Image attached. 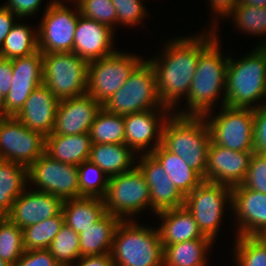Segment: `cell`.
<instances>
[{
    "label": "cell",
    "mask_w": 266,
    "mask_h": 266,
    "mask_svg": "<svg viewBox=\"0 0 266 266\" xmlns=\"http://www.w3.org/2000/svg\"><path fill=\"white\" fill-rule=\"evenodd\" d=\"M211 32L209 36L175 39L167 43L161 59L148 60L154 68L158 95L164 106L175 108L182 96L187 97L200 55L217 39L214 27Z\"/></svg>",
    "instance_id": "1"
},
{
    "label": "cell",
    "mask_w": 266,
    "mask_h": 266,
    "mask_svg": "<svg viewBox=\"0 0 266 266\" xmlns=\"http://www.w3.org/2000/svg\"><path fill=\"white\" fill-rule=\"evenodd\" d=\"M162 218L159 234L162 245L208 238L202 234L192 214L184 207L157 213Z\"/></svg>",
    "instance_id": "24"
},
{
    "label": "cell",
    "mask_w": 266,
    "mask_h": 266,
    "mask_svg": "<svg viewBox=\"0 0 266 266\" xmlns=\"http://www.w3.org/2000/svg\"><path fill=\"white\" fill-rule=\"evenodd\" d=\"M74 14L60 0L50 2L38 29V49L42 54L73 52L80 11Z\"/></svg>",
    "instance_id": "13"
},
{
    "label": "cell",
    "mask_w": 266,
    "mask_h": 266,
    "mask_svg": "<svg viewBox=\"0 0 266 266\" xmlns=\"http://www.w3.org/2000/svg\"><path fill=\"white\" fill-rule=\"evenodd\" d=\"M13 81L5 97L4 116H16L25 101L39 85L43 84V57L40 50L12 59Z\"/></svg>",
    "instance_id": "15"
},
{
    "label": "cell",
    "mask_w": 266,
    "mask_h": 266,
    "mask_svg": "<svg viewBox=\"0 0 266 266\" xmlns=\"http://www.w3.org/2000/svg\"><path fill=\"white\" fill-rule=\"evenodd\" d=\"M141 2V0H112L117 11V23L132 26L142 21L146 10Z\"/></svg>",
    "instance_id": "42"
},
{
    "label": "cell",
    "mask_w": 266,
    "mask_h": 266,
    "mask_svg": "<svg viewBox=\"0 0 266 266\" xmlns=\"http://www.w3.org/2000/svg\"><path fill=\"white\" fill-rule=\"evenodd\" d=\"M6 162V159L0 155V168L2 167V165Z\"/></svg>",
    "instance_id": "54"
},
{
    "label": "cell",
    "mask_w": 266,
    "mask_h": 266,
    "mask_svg": "<svg viewBox=\"0 0 266 266\" xmlns=\"http://www.w3.org/2000/svg\"><path fill=\"white\" fill-rule=\"evenodd\" d=\"M112 37L113 29L79 15L75 29L73 53L88 62L109 56L116 52L112 47Z\"/></svg>",
    "instance_id": "21"
},
{
    "label": "cell",
    "mask_w": 266,
    "mask_h": 266,
    "mask_svg": "<svg viewBox=\"0 0 266 266\" xmlns=\"http://www.w3.org/2000/svg\"><path fill=\"white\" fill-rule=\"evenodd\" d=\"M29 26L16 23L0 48V57L10 60L31 55L38 49V32H32Z\"/></svg>",
    "instance_id": "33"
},
{
    "label": "cell",
    "mask_w": 266,
    "mask_h": 266,
    "mask_svg": "<svg viewBox=\"0 0 266 266\" xmlns=\"http://www.w3.org/2000/svg\"><path fill=\"white\" fill-rule=\"evenodd\" d=\"M240 185L266 194V160L261 155L254 153L251 156L245 179Z\"/></svg>",
    "instance_id": "41"
},
{
    "label": "cell",
    "mask_w": 266,
    "mask_h": 266,
    "mask_svg": "<svg viewBox=\"0 0 266 266\" xmlns=\"http://www.w3.org/2000/svg\"><path fill=\"white\" fill-rule=\"evenodd\" d=\"M102 107L117 115L139 113L156 107L170 111V108L160 101L156 74L148 60H143L134 69L123 86Z\"/></svg>",
    "instance_id": "6"
},
{
    "label": "cell",
    "mask_w": 266,
    "mask_h": 266,
    "mask_svg": "<svg viewBox=\"0 0 266 266\" xmlns=\"http://www.w3.org/2000/svg\"><path fill=\"white\" fill-rule=\"evenodd\" d=\"M80 197L104 198L109 178L105 173L89 159L77 166ZM105 176V177H104Z\"/></svg>",
    "instance_id": "35"
},
{
    "label": "cell",
    "mask_w": 266,
    "mask_h": 266,
    "mask_svg": "<svg viewBox=\"0 0 266 266\" xmlns=\"http://www.w3.org/2000/svg\"><path fill=\"white\" fill-rule=\"evenodd\" d=\"M78 6L80 15L93 19L101 24H104L111 29L112 25L117 22V11L112 3V0H75Z\"/></svg>",
    "instance_id": "40"
},
{
    "label": "cell",
    "mask_w": 266,
    "mask_h": 266,
    "mask_svg": "<svg viewBox=\"0 0 266 266\" xmlns=\"http://www.w3.org/2000/svg\"><path fill=\"white\" fill-rule=\"evenodd\" d=\"M101 108L102 105L89 94L60 100L51 134L89 133L90 127Z\"/></svg>",
    "instance_id": "18"
},
{
    "label": "cell",
    "mask_w": 266,
    "mask_h": 266,
    "mask_svg": "<svg viewBox=\"0 0 266 266\" xmlns=\"http://www.w3.org/2000/svg\"><path fill=\"white\" fill-rule=\"evenodd\" d=\"M103 199L106 212L121 220L137 214L146 206L151 207L148 184L137 167L129 172L110 177L107 193Z\"/></svg>",
    "instance_id": "10"
},
{
    "label": "cell",
    "mask_w": 266,
    "mask_h": 266,
    "mask_svg": "<svg viewBox=\"0 0 266 266\" xmlns=\"http://www.w3.org/2000/svg\"><path fill=\"white\" fill-rule=\"evenodd\" d=\"M28 181L39 186L37 191L63 201L79 198L77 166L54 160L45 152L28 167Z\"/></svg>",
    "instance_id": "14"
},
{
    "label": "cell",
    "mask_w": 266,
    "mask_h": 266,
    "mask_svg": "<svg viewBox=\"0 0 266 266\" xmlns=\"http://www.w3.org/2000/svg\"><path fill=\"white\" fill-rule=\"evenodd\" d=\"M134 151L125 143L92 144L89 160L96 164L108 178L133 170Z\"/></svg>",
    "instance_id": "27"
},
{
    "label": "cell",
    "mask_w": 266,
    "mask_h": 266,
    "mask_svg": "<svg viewBox=\"0 0 266 266\" xmlns=\"http://www.w3.org/2000/svg\"><path fill=\"white\" fill-rule=\"evenodd\" d=\"M230 14L238 28L244 32L247 31L253 35L266 34V7L237 4Z\"/></svg>",
    "instance_id": "39"
},
{
    "label": "cell",
    "mask_w": 266,
    "mask_h": 266,
    "mask_svg": "<svg viewBox=\"0 0 266 266\" xmlns=\"http://www.w3.org/2000/svg\"><path fill=\"white\" fill-rule=\"evenodd\" d=\"M212 242L210 238H200L163 245V266H206L205 255Z\"/></svg>",
    "instance_id": "30"
},
{
    "label": "cell",
    "mask_w": 266,
    "mask_h": 266,
    "mask_svg": "<svg viewBox=\"0 0 266 266\" xmlns=\"http://www.w3.org/2000/svg\"><path fill=\"white\" fill-rule=\"evenodd\" d=\"M232 205V187L203 181L185 196L184 207L192 214L202 234L212 241L217 235L224 204Z\"/></svg>",
    "instance_id": "9"
},
{
    "label": "cell",
    "mask_w": 266,
    "mask_h": 266,
    "mask_svg": "<svg viewBox=\"0 0 266 266\" xmlns=\"http://www.w3.org/2000/svg\"><path fill=\"white\" fill-rule=\"evenodd\" d=\"M14 16L16 18V15L5 6L0 7V48L12 26L15 24L13 23Z\"/></svg>",
    "instance_id": "47"
},
{
    "label": "cell",
    "mask_w": 266,
    "mask_h": 266,
    "mask_svg": "<svg viewBox=\"0 0 266 266\" xmlns=\"http://www.w3.org/2000/svg\"><path fill=\"white\" fill-rule=\"evenodd\" d=\"M89 135L92 144L125 143L124 115L112 114L102 107L90 127Z\"/></svg>",
    "instance_id": "32"
},
{
    "label": "cell",
    "mask_w": 266,
    "mask_h": 266,
    "mask_svg": "<svg viewBox=\"0 0 266 266\" xmlns=\"http://www.w3.org/2000/svg\"><path fill=\"white\" fill-rule=\"evenodd\" d=\"M216 39L199 57L190 90L187 94V103L190 110L177 111L180 116H204L209 118L212 105L221 90L226 86V74L229 58L223 59ZM223 88V89H222ZM207 116V117H206Z\"/></svg>",
    "instance_id": "3"
},
{
    "label": "cell",
    "mask_w": 266,
    "mask_h": 266,
    "mask_svg": "<svg viewBox=\"0 0 266 266\" xmlns=\"http://www.w3.org/2000/svg\"><path fill=\"white\" fill-rule=\"evenodd\" d=\"M62 212L64 223L80 234L96 223L106 213V209L103 198L80 197L65 200Z\"/></svg>",
    "instance_id": "28"
},
{
    "label": "cell",
    "mask_w": 266,
    "mask_h": 266,
    "mask_svg": "<svg viewBox=\"0 0 266 266\" xmlns=\"http://www.w3.org/2000/svg\"><path fill=\"white\" fill-rule=\"evenodd\" d=\"M42 0H8L7 4L4 6L8 8L12 13L16 15L17 18H22L27 15H32L41 4Z\"/></svg>",
    "instance_id": "45"
},
{
    "label": "cell",
    "mask_w": 266,
    "mask_h": 266,
    "mask_svg": "<svg viewBox=\"0 0 266 266\" xmlns=\"http://www.w3.org/2000/svg\"><path fill=\"white\" fill-rule=\"evenodd\" d=\"M92 141L89 133L77 135L50 134L45 137V153L66 164L80 165L89 159Z\"/></svg>",
    "instance_id": "25"
},
{
    "label": "cell",
    "mask_w": 266,
    "mask_h": 266,
    "mask_svg": "<svg viewBox=\"0 0 266 266\" xmlns=\"http://www.w3.org/2000/svg\"><path fill=\"white\" fill-rule=\"evenodd\" d=\"M48 250L60 266H73L81 257L79 234L64 223Z\"/></svg>",
    "instance_id": "36"
},
{
    "label": "cell",
    "mask_w": 266,
    "mask_h": 266,
    "mask_svg": "<svg viewBox=\"0 0 266 266\" xmlns=\"http://www.w3.org/2000/svg\"><path fill=\"white\" fill-rule=\"evenodd\" d=\"M266 160V153L260 154Z\"/></svg>",
    "instance_id": "56"
},
{
    "label": "cell",
    "mask_w": 266,
    "mask_h": 266,
    "mask_svg": "<svg viewBox=\"0 0 266 266\" xmlns=\"http://www.w3.org/2000/svg\"><path fill=\"white\" fill-rule=\"evenodd\" d=\"M58 104L59 100L41 84L32 91L15 117L30 130L46 137L53 131Z\"/></svg>",
    "instance_id": "22"
},
{
    "label": "cell",
    "mask_w": 266,
    "mask_h": 266,
    "mask_svg": "<svg viewBox=\"0 0 266 266\" xmlns=\"http://www.w3.org/2000/svg\"><path fill=\"white\" fill-rule=\"evenodd\" d=\"M151 154L159 161L173 184L184 196L188 195L204 181L198 172L191 169L182 158L168 151L162 144Z\"/></svg>",
    "instance_id": "29"
},
{
    "label": "cell",
    "mask_w": 266,
    "mask_h": 266,
    "mask_svg": "<svg viewBox=\"0 0 266 266\" xmlns=\"http://www.w3.org/2000/svg\"><path fill=\"white\" fill-rule=\"evenodd\" d=\"M76 266H115L111 254L81 256Z\"/></svg>",
    "instance_id": "48"
},
{
    "label": "cell",
    "mask_w": 266,
    "mask_h": 266,
    "mask_svg": "<svg viewBox=\"0 0 266 266\" xmlns=\"http://www.w3.org/2000/svg\"><path fill=\"white\" fill-rule=\"evenodd\" d=\"M110 254L115 266H163L159 230L147 229L132 220H121Z\"/></svg>",
    "instance_id": "5"
},
{
    "label": "cell",
    "mask_w": 266,
    "mask_h": 266,
    "mask_svg": "<svg viewBox=\"0 0 266 266\" xmlns=\"http://www.w3.org/2000/svg\"><path fill=\"white\" fill-rule=\"evenodd\" d=\"M257 48L263 53L265 60H266V43L263 42V44L258 46Z\"/></svg>",
    "instance_id": "52"
},
{
    "label": "cell",
    "mask_w": 266,
    "mask_h": 266,
    "mask_svg": "<svg viewBox=\"0 0 266 266\" xmlns=\"http://www.w3.org/2000/svg\"><path fill=\"white\" fill-rule=\"evenodd\" d=\"M211 8L215 11L214 14H220L222 16H230L231 11L238 4L239 0H209Z\"/></svg>",
    "instance_id": "49"
},
{
    "label": "cell",
    "mask_w": 266,
    "mask_h": 266,
    "mask_svg": "<svg viewBox=\"0 0 266 266\" xmlns=\"http://www.w3.org/2000/svg\"><path fill=\"white\" fill-rule=\"evenodd\" d=\"M45 152V136L27 128L15 116L0 118V155L27 168Z\"/></svg>",
    "instance_id": "12"
},
{
    "label": "cell",
    "mask_w": 266,
    "mask_h": 266,
    "mask_svg": "<svg viewBox=\"0 0 266 266\" xmlns=\"http://www.w3.org/2000/svg\"><path fill=\"white\" fill-rule=\"evenodd\" d=\"M259 237L266 243V234Z\"/></svg>",
    "instance_id": "55"
},
{
    "label": "cell",
    "mask_w": 266,
    "mask_h": 266,
    "mask_svg": "<svg viewBox=\"0 0 266 266\" xmlns=\"http://www.w3.org/2000/svg\"><path fill=\"white\" fill-rule=\"evenodd\" d=\"M13 79L12 60L0 57V91L6 97Z\"/></svg>",
    "instance_id": "46"
},
{
    "label": "cell",
    "mask_w": 266,
    "mask_h": 266,
    "mask_svg": "<svg viewBox=\"0 0 266 266\" xmlns=\"http://www.w3.org/2000/svg\"><path fill=\"white\" fill-rule=\"evenodd\" d=\"M238 266H266V243L259 236L236 237Z\"/></svg>",
    "instance_id": "38"
},
{
    "label": "cell",
    "mask_w": 266,
    "mask_h": 266,
    "mask_svg": "<svg viewBox=\"0 0 266 266\" xmlns=\"http://www.w3.org/2000/svg\"><path fill=\"white\" fill-rule=\"evenodd\" d=\"M254 105V151L266 153V103Z\"/></svg>",
    "instance_id": "43"
},
{
    "label": "cell",
    "mask_w": 266,
    "mask_h": 266,
    "mask_svg": "<svg viewBox=\"0 0 266 266\" xmlns=\"http://www.w3.org/2000/svg\"><path fill=\"white\" fill-rule=\"evenodd\" d=\"M154 110L157 111L158 109L124 115L125 144L133 151H139L144 148L148 149L147 146L154 137L156 141L153 148H150L147 152L145 151V153H151L161 145L163 127L167 118L164 116L163 118L165 119L162 117L159 119L158 114ZM159 122L162 123L160 124Z\"/></svg>",
    "instance_id": "23"
},
{
    "label": "cell",
    "mask_w": 266,
    "mask_h": 266,
    "mask_svg": "<svg viewBox=\"0 0 266 266\" xmlns=\"http://www.w3.org/2000/svg\"><path fill=\"white\" fill-rule=\"evenodd\" d=\"M211 141L234 151H254V109L222 106L207 121Z\"/></svg>",
    "instance_id": "11"
},
{
    "label": "cell",
    "mask_w": 266,
    "mask_h": 266,
    "mask_svg": "<svg viewBox=\"0 0 266 266\" xmlns=\"http://www.w3.org/2000/svg\"><path fill=\"white\" fill-rule=\"evenodd\" d=\"M0 266H11V265L0 258Z\"/></svg>",
    "instance_id": "53"
},
{
    "label": "cell",
    "mask_w": 266,
    "mask_h": 266,
    "mask_svg": "<svg viewBox=\"0 0 266 266\" xmlns=\"http://www.w3.org/2000/svg\"><path fill=\"white\" fill-rule=\"evenodd\" d=\"M121 219L106 212L96 223L79 234L81 256L110 254L114 234Z\"/></svg>",
    "instance_id": "26"
},
{
    "label": "cell",
    "mask_w": 266,
    "mask_h": 266,
    "mask_svg": "<svg viewBox=\"0 0 266 266\" xmlns=\"http://www.w3.org/2000/svg\"><path fill=\"white\" fill-rule=\"evenodd\" d=\"M28 168L5 162L0 168V217L7 216L16 198L25 190Z\"/></svg>",
    "instance_id": "31"
},
{
    "label": "cell",
    "mask_w": 266,
    "mask_h": 266,
    "mask_svg": "<svg viewBox=\"0 0 266 266\" xmlns=\"http://www.w3.org/2000/svg\"><path fill=\"white\" fill-rule=\"evenodd\" d=\"M4 103H5V96L0 91V112L4 116Z\"/></svg>",
    "instance_id": "51"
},
{
    "label": "cell",
    "mask_w": 266,
    "mask_h": 266,
    "mask_svg": "<svg viewBox=\"0 0 266 266\" xmlns=\"http://www.w3.org/2000/svg\"><path fill=\"white\" fill-rule=\"evenodd\" d=\"M254 153L255 151H234L211 141L207 153L205 181L231 187L242 184Z\"/></svg>",
    "instance_id": "16"
},
{
    "label": "cell",
    "mask_w": 266,
    "mask_h": 266,
    "mask_svg": "<svg viewBox=\"0 0 266 266\" xmlns=\"http://www.w3.org/2000/svg\"><path fill=\"white\" fill-rule=\"evenodd\" d=\"M266 96V60L257 48L241 60L229 58L222 106L252 108ZM252 104V106H251Z\"/></svg>",
    "instance_id": "4"
},
{
    "label": "cell",
    "mask_w": 266,
    "mask_h": 266,
    "mask_svg": "<svg viewBox=\"0 0 266 266\" xmlns=\"http://www.w3.org/2000/svg\"><path fill=\"white\" fill-rule=\"evenodd\" d=\"M163 127L161 144L182 158L205 181L207 153L211 135L204 116H180L172 113Z\"/></svg>",
    "instance_id": "2"
},
{
    "label": "cell",
    "mask_w": 266,
    "mask_h": 266,
    "mask_svg": "<svg viewBox=\"0 0 266 266\" xmlns=\"http://www.w3.org/2000/svg\"><path fill=\"white\" fill-rule=\"evenodd\" d=\"M239 221L238 236L266 234V194L242 185L232 187V205Z\"/></svg>",
    "instance_id": "19"
},
{
    "label": "cell",
    "mask_w": 266,
    "mask_h": 266,
    "mask_svg": "<svg viewBox=\"0 0 266 266\" xmlns=\"http://www.w3.org/2000/svg\"><path fill=\"white\" fill-rule=\"evenodd\" d=\"M12 266H60L48 249L24 251Z\"/></svg>",
    "instance_id": "44"
},
{
    "label": "cell",
    "mask_w": 266,
    "mask_h": 266,
    "mask_svg": "<svg viewBox=\"0 0 266 266\" xmlns=\"http://www.w3.org/2000/svg\"><path fill=\"white\" fill-rule=\"evenodd\" d=\"M136 167L143 174L150 191V203L157 213L184 206L185 196L173 184L159 161L151 153H143Z\"/></svg>",
    "instance_id": "17"
},
{
    "label": "cell",
    "mask_w": 266,
    "mask_h": 266,
    "mask_svg": "<svg viewBox=\"0 0 266 266\" xmlns=\"http://www.w3.org/2000/svg\"><path fill=\"white\" fill-rule=\"evenodd\" d=\"M24 251L23 230L8 217H0V258L12 266Z\"/></svg>",
    "instance_id": "37"
},
{
    "label": "cell",
    "mask_w": 266,
    "mask_h": 266,
    "mask_svg": "<svg viewBox=\"0 0 266 266\" xmlns=\"http://www.w3.org/2000/svg\"><path fill=\"white\" fill-rule=\"evenodd\" d=\"M63 224L64 215L61 212L59 215L24 228V250L48 249Z\"/></svg>",
    "instance_id": "34"
},
{
    "label": "cell",
    "mask_w": 266,
    "mask_h": 266,
    "mask_svg": "<svg viewBox=\"0 0 266 266\" xmlns=\"http://www.w3.org/2000/svg\"><path fill=\"white\" fill-rule=\"evenodd\" d=\"M24 190L14 201L6 216L22 230L38 224L62 212L63 200L59 197L37 190Z\"/></svg>",
    "instance_id": "20"
},
{
    "label": "cell",
    "mask_w": 266,
    "mask_h": 266,
    "mask_svg": "<svg viewBox=\"0 0 266 266\" xmlns=\"http://www.w3.org/2000/svg\"><path fill=\"white\" fill-rule=\"evenodd\" d=\"M142 62L135 55L116 51L88 63L87 94L103 105Z\"/></svg>",
    "instance_id": "8"
},
{
    "label": "cell",
    "mask_w": 266,
    "mask_h": 266,
    "mask_svg": "<svg viewBox=\"0 0 266 266\" xmlns=\"http://www.w3.org/2000/svg\"><path fill=\"white\" fill-rule=\"evenodd\" d=\"M42 57L43 84L59 101L87 94L88 61L73 52Z\"/></svg>",
    "instance_id": "7"
},
{
    "label": "cell",
    "mask_w": 266,
    "mask_h": 266,
    "mask_svg": "<svg viewBox=\"0 0 266 266\" xmlns=\"http://www.w3.org/2000/svg\"><path fill=\"white\" fill-rule=\"evenodd\" d=\"M238 4L261 8L266 7V0H239Z\"/></svg>",
    "instance_id": "50"
}]
</instances>
